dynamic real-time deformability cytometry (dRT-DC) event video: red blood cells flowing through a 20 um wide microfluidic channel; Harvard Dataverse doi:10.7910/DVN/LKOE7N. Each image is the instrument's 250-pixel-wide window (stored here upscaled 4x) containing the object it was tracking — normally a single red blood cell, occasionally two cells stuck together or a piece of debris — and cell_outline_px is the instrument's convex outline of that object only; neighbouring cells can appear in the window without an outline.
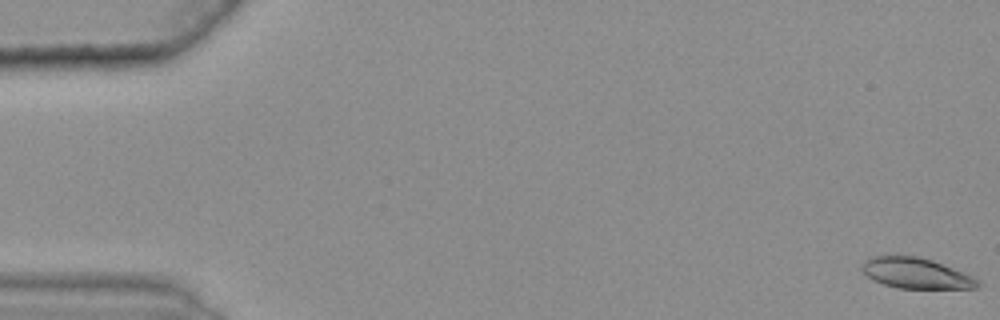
{"species": "common noctule bat (a hibernating species)", "species_latin": "Nyctalus noctula", "temperature_condition": "warm", "stored_images_in_passage": 48, "camera_frame_rate_fps": 3000, "um_per_image_px": 0.085, "animal": {"sex": "female", "body_mass_g": 25.1}, "frame": {"image": 1, "passage_image": 1, "time_ms": 0.0, "image_size_px": [1000, 320], "cell_outline_px": [[980, 284], [976, 288], [896, 288], [884, 284], [868, 276], [860, 268], [864, 260], [872, 256], [916, 256], [932, 260], [964, 272], [980, 280]], "centroid_in_image_um": [77.87, 23.22], "position_along_channel_um": 7.1, "area_um2": 20.46}, "authors_computed_cell_mechanics": {"area_um2": 21.6172, "velocity_mm_per_s": 3.5987, "shape_relaxation_time_tau1_ms": 10.0049, "shape_relaxation_time_tau2_ms": 4.5228, "deformation_change_tau1": 0.2188, "deformation_change_tau2": 0.096}}